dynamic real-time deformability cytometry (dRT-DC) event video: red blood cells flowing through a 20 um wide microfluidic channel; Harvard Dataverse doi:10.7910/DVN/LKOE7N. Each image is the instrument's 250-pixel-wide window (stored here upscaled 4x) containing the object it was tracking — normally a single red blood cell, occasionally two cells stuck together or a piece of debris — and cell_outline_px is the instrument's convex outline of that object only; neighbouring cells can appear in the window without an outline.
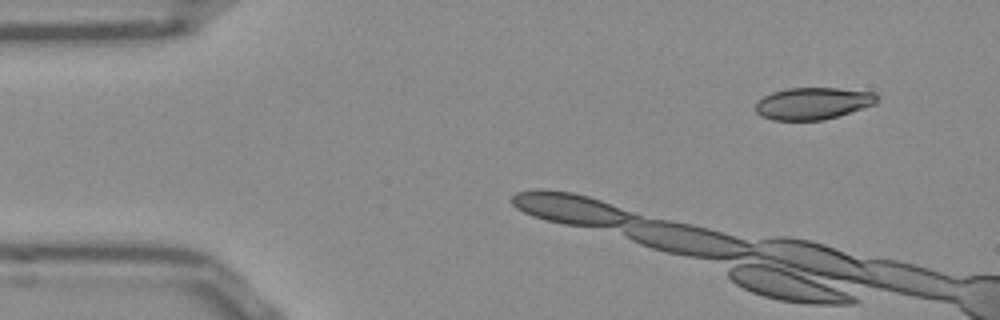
{"species": "Egyptian fruit bat (a non-hibernating species)", "species_latin": "Rousettus aegyptiacus", "temperature_condition": "room temperature", "stored_images_in_passage": 10, "camera_frame_rate_fps": 3000, "um_per_image_px": 0.085, "frame": {"image": 1, "passage_image": 5, "time_ms": 1.333, "image_size_px": [1000, 320], "cell_outline_px": [[880, 96], [876, 104], [864, 108], [824, 120], [772, 120], [760, 116], [756, 112], [756, 104], [764, 96], [772, 92], [788, 88], [836, 88], [876, 92]], "centroid_in_image_um": [69.14, 8.79], "position_along_channel_um": 15.9, "area_um2": 22.77}}